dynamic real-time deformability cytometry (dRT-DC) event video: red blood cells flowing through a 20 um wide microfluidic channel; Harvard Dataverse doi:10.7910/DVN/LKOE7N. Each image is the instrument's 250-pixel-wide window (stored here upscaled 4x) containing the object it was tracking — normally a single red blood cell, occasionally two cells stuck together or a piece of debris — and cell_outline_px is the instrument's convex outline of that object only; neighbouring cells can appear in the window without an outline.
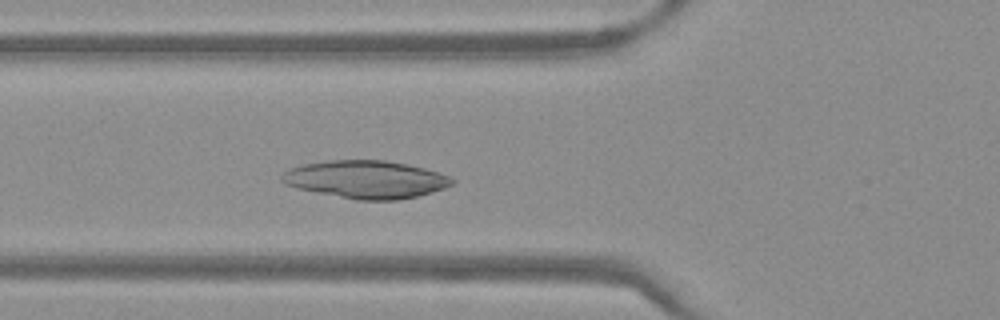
{"species": "Egyptian fruit bat (a non-hibernating species)", "species_latin": "Rousettus aegyptiacus", "temperature_condition": "warm", "stored_images_in_passage": 47, "camera_frame_rate_fps": 3000, "um_per_image_px": 0.085, "frame": {"image": 1, "passage_image": 15, "time_ms": 4.667, "image_size_px": [1000, 320], "cell_outline_px": [[456, 180], [452, 184], [444, 188], [432, 192], [400, 200], [356, 200], [296, 188], [284, 184], [280, 180], [280, 176], [288, 168], [304, 164], [324, 160], [384, 160], [408, 164], [424, 168], [448, 176]], "centroid_in_image_um": [31.06, 15.25], "position_along_channel_um": 94.7, "area_um2": 37.57}}
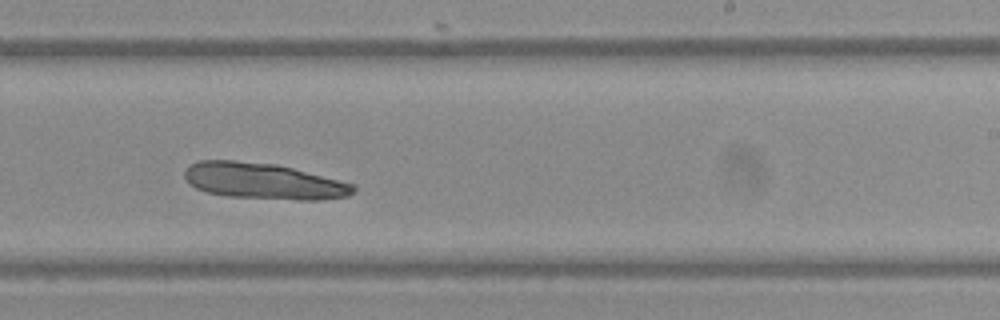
{"frame": {"image": 2, "passage_image": 28, "time_ms": 9.0, "image_size_px": [1000, 320], "cell_outline_px": [[356, 188], [348, 196], [320, 200], [300, 200], [228, 196], [208, 192], [196, 188], [188, 184], [184, 176], [184, 172], [192, 164], [200, 160], [236, 160], [276, 164], [356, 184]], "centroid_in_image_um": [22.4, 15.39], "position_along_channel_um": 266.6, "area_um2": 35.43}}
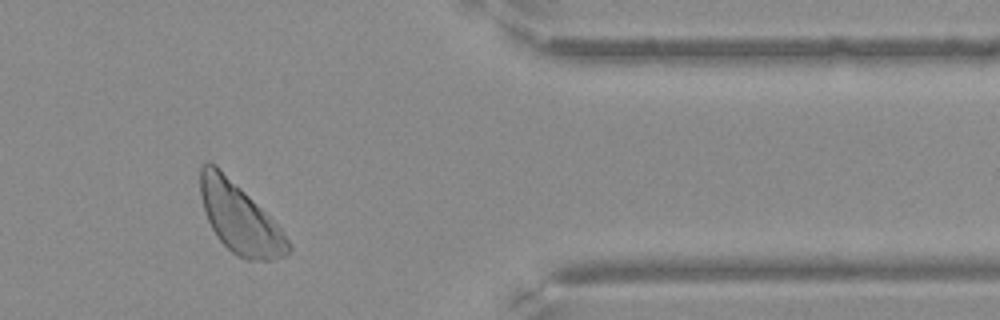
{"frame": {"image": 3, "passage_image": 39, "time_ms": 12.667, "image_size_px": [1000, 320], "cell_outline_px": [[292, 248], [288, 256], [272, 260], [248, 260], [236, 256], [216, 236], [208, 220], [200, 196], [200, 168], [208, 160], [216, 164], [280, 228], [292, 244]], "centroid_in_image_um": [20.37, 18.57], "position_along_channel_um": 391.0, "area_um2": 35.37}}